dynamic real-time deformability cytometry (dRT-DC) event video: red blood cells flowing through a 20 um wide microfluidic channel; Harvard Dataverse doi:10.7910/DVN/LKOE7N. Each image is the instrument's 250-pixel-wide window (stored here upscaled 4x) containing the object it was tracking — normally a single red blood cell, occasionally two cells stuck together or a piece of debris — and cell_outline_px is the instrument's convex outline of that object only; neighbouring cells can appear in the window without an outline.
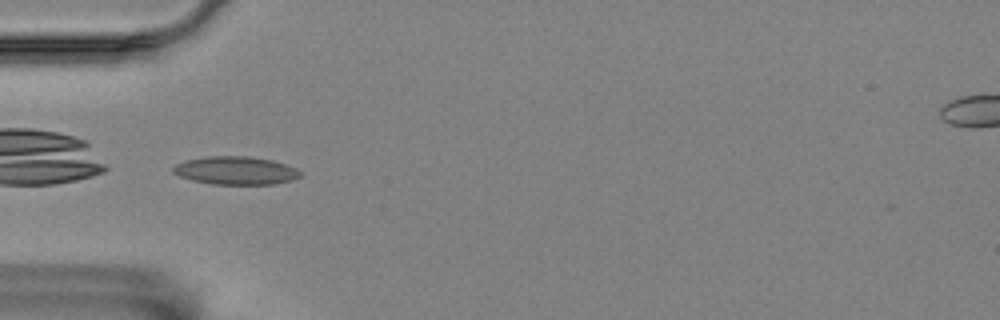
{"species": "Egyptian fruit bat (a non-hibernating species)", "species_latin": "Rousettus aegyptiacus", "temperature_condition": "room temperature", "stored_images_in_passage": 40, "camera_frame_rate_fps": 3000, "um_per_image_px": 0.085, "animal": {"sex": "female"}, "frame": {"image": 1, "passage_image": 1, "time_ms": 0.0, "image_size_px": [1000, 320], "cell_outline_px": [[300, 176], [292, 180], [272, 184], [212, 184], [192, 180], [180, 176], [172, 172], [172, 168], [176, 164], [184, 160], [208, 156], [248, 156], [272, 160], [296, 168], [300, 172]], "centroid_in_image_um": [20.0, 14.49], "position_along_channel_um": 65.0, "area_um2": 20.75}}
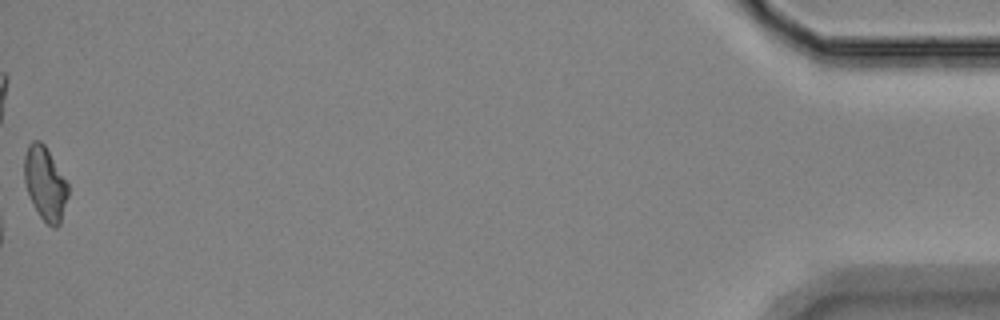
{"frame": {"image": 2, "passage_image": 40, "time_ms": 13.0, "image_size_px": [1000, 320], "cell_outline_px": [[68, 196], [60, 224], [56, 228], [52, 228], [40, 216], [28, 192], [24, 180], [24, 156], [28, 144], [32, 140], [40, 140], [44, 144], [68, 184]], "centroid_in_image_um": [3.83, 15.58], "position_along_channel_um": 431.4, "area_um2": 18.5}, "authors_computed_cell_mechanics": {"area_um2": 18.5827, "velocity_mm_per_s": 3.5382, "shape_relaxation_time_tau1_ms": null, "shape_relaxation_time_tau2_ms": 5.5877, "deformation_change_tau1": null, "deformation_change_tau2": 0.1419}}